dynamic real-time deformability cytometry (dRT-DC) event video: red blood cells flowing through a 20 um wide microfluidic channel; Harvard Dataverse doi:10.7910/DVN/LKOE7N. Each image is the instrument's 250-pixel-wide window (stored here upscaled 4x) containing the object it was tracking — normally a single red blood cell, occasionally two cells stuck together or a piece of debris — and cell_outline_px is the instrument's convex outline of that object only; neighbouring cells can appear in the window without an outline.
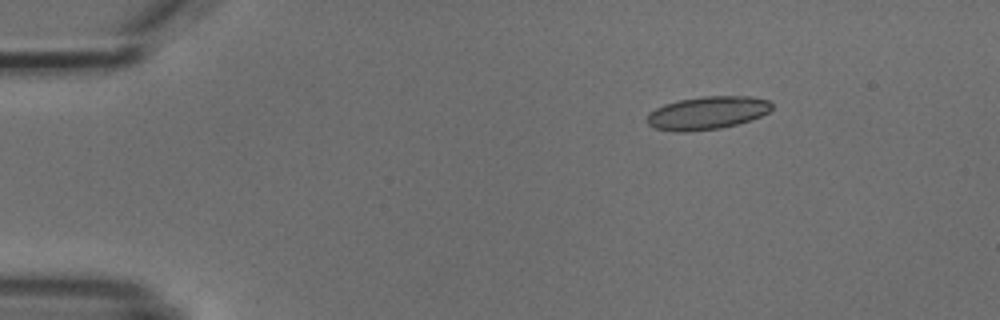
{"species": "common noctule bat (a hibernating species)", "species_latin": "Nyctalus noctula", "temperature_condition": "cold", "stored_images_in_passage": 4, "camera_frame_rate_fps": 3000, "um_per_image_px": 0.085, "animal": {"sex": "male", "body_mass_g": 18.8}, "frame": {"image": 1, "passage_image": 1, "time_ms": 0.0, "image_size_px": [1000, 320], "cell_outline_px": [[772, 108], [768, 112], [752, 120], [720, 128], [688, 132], [676, 132], [652, 128], [648, 124], [648, 112], [664, 104], [680, 100], [704, 96], [752, 96], [768, 100], [772, 104]], "centroid_in_image_um": [60.11, 9.6], "position_along_channel_um": 24.9, "area_um2": 24.1}}
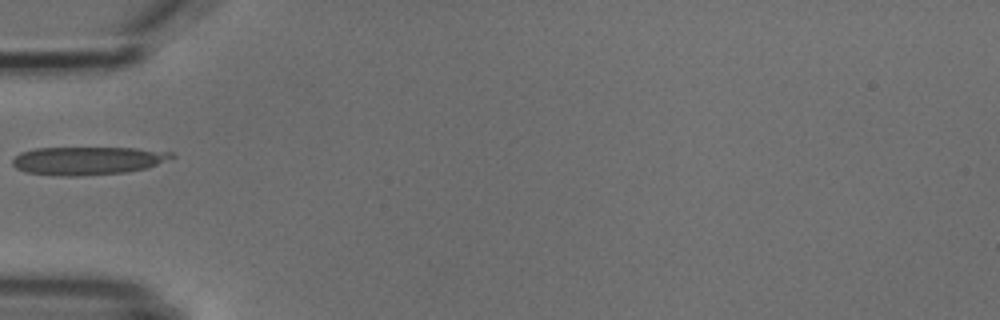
{"frame": {"image": 2, "passage_image": 4, "time_ms": 3.333, "image_size_px": [1000, 320], "cell_outline_px": [[176, 156], [148, 168], [128, 172], [76, 176], [60, 176], [24, 172], [16, 168], [12, 164], [12, 160], [20, 152], [36, 148], [136, 148], [172, 152]], "centroid_in_image_um": [7.45, 13.66], "position_along_channel_um": 77.6, "area_um2": 26.18}}